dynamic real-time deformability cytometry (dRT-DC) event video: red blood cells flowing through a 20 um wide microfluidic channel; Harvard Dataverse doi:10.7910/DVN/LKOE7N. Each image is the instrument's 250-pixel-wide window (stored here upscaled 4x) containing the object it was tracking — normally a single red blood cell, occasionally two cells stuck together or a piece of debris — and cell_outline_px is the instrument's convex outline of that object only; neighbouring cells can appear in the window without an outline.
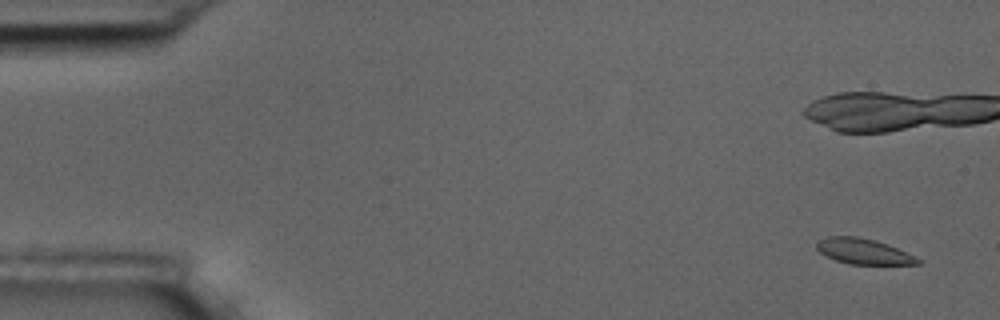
{"species": "common noctule bat (a hibernating species)", "species_latin": "Nyctalus noctula", "temperature_condition": "room temperature", "stored_images_in_passage": 6, "camera_frame_rate_fps": 3000, "um_per_image_px": 0.085, "animal": {"sex": "male", "body_mass_g": 17.5, "forearm_length_mm": 52.3}, "frame": {"image": 1, "passage_image": 1, "time_ms": 0.0, "image_size_px": [1000, 320], "cell_outline_px": [[920, 264], [848, 264], [836, 260], [820, 252], [816, 248], [816, 244], [820, 240], [828, 236], [856, 236], [876, 240], [888, 244], [920, 260]], "centroid_in_image_um": [73.35, 21.36], "position_along_channel_um": 11.6, "area_um2": 14.74}}
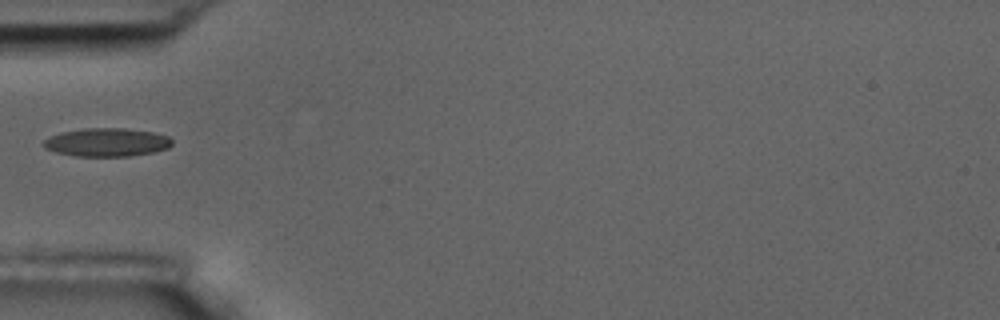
{"frame": {"image": 2, "passage_image": 6, "time_ms": 6.667, "image_size_px": [1000, 320], "cell_outline_px": [[172, 144], [168, 148], [156, 152], [128, 156], [76, 156], [56, 152], [44, 148], [44, 140], [48, 136], [60, 132], [84, 128], [124, 128], [152, 132], [168, 136], [172, 140]], "centroid_in_image_um": [9.07, 12.09], "position_along_channel_um": 75.9, "area_um2": 21.33}}